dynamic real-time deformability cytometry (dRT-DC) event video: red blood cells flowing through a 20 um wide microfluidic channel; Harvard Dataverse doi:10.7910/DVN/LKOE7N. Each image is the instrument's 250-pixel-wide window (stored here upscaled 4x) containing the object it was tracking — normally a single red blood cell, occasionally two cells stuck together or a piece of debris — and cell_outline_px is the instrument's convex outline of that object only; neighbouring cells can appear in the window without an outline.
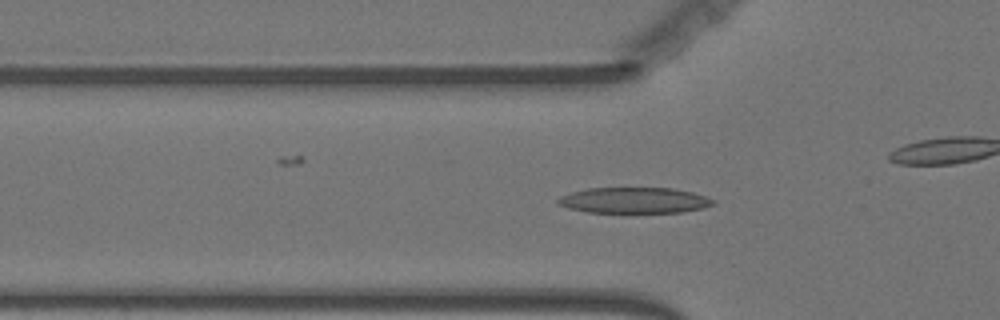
{"species": "Egyptian fruit bat (a non-hibernating species)", "species_latin": "Rousettus aegyptiacus", "temperature_condition": "warm", "stored_images_in_passage": 52, "camera_frame_rate_fps": 3000, "um_per_image_px": 0.085, "animal": {"sex": "female"}, "frame": {"image": 1, "passage_image": 13, "time_ms": 4.0, "image_size_px": [1000, 320], "cell_outline_px": [[716, 204], [704, 208], [680, 212], [588, 212], [568, 208], [556, 204], [556, 200], [560, 196], [572, 192], [588, 188], [672, 188], [692, 192], [716, 200]], "centroid_in_image_um": [53.91, 17.02], "position_along_channel_um": 71.9, "area_um2": 23.35}}
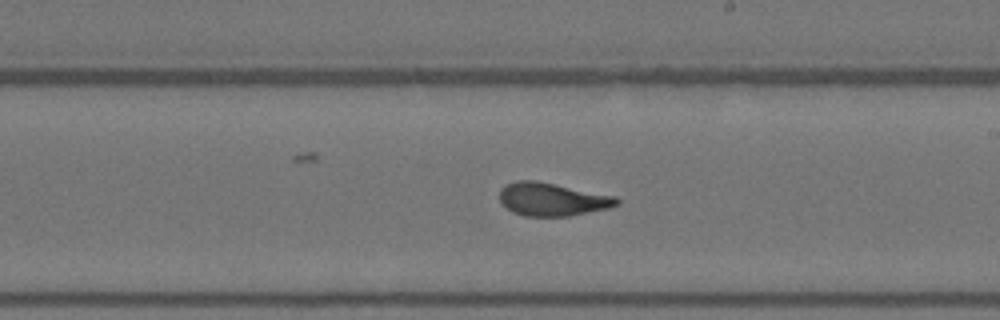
{"frame": {"image": 2, "passage_image": 27, "time_ms": 8.667, "image_size_px": [1000, 320], "cell_outline_px": [[620, 204], [608, 208], [568, 216], [524, 216], [512, 212], [500, 200], [500, 188], [508, 184], [520, 180], [536, 180], [616, 196], [620, 200]], "centroid_in_image_um": [46.96, 16.94], "position_along_channel_um": 242.0, "area_um2": 22.48}}
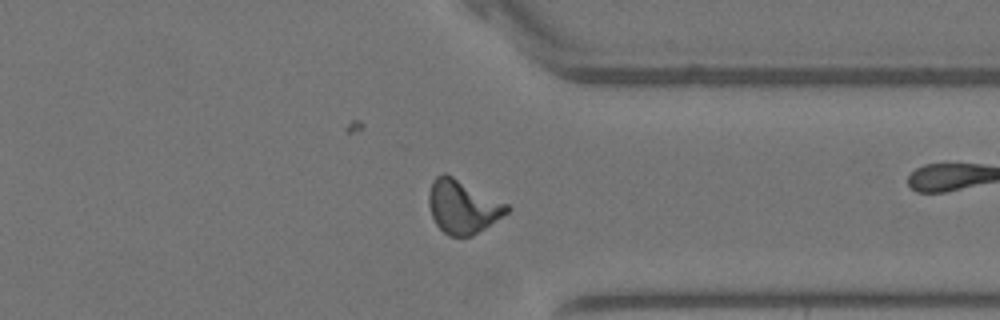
{"frame": {"image": 3, "passage_image": 38, "time_ms": 12.333, "image_size_px": [1000, 320], "cell_outline_px": [[512, 208], [508, 212], [472, 236], [448, 236], [436, 224], [432, 216], [428, 204], [428, 192], [432, 180], [436, 176], [444, 172], [508, 204]], "centroid_in_image_um": [39.3, 17.56], "position_along_channel_um": 372.1, "area_um2": 24.16}, "authors_computed_cell_mechanics": {"area_um2": 22.5998, "velocity_mm_per_s": 3.6166, "shape_relaxation_time_tau1_ms": 4.3145, "shape_relaxation_time_tau2_ms": 1.3608, "deformation_change_tau1": 0.1741, "deformation_change_tau2": 0.0827}}